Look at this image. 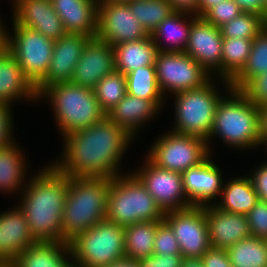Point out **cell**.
I'll return each mask as SVG.
<instances>
[{"label": "cell", "instance_id": "cell-23", "mask_svg": "<svg viewBox=\"0 0 267 267\" xmlns=\"http://www.w3.org/2000/svg\"><path fill=\"white\" fill-rule=\"evenodd\" d=\"M39 99L35 85L23 73L16 59L5 49L0 51V103L14 106L15 100Z\"/></svg>", "mask_w": 267, "mask_h": 267}, {"label": "cell", "instance_id": "cell-53", "mask_svg": "<svg viewBox=\"0 0 267 267\" xmlns=\"http://www.w3.org/2000/svg\"><path fill=\"white\" fill-rule=\"evenodd\" d=\"M4 25L0 26V51H2V49L4 48V29L5 26Z\"/></svg>", "mask_w": 267, "mask_h": 267}, {"label": "cell", "instance_id": "cell-34", "mask_svg": "<svg viewBox=\"0 0 267 267\" xmlns=\"http://www.w3.org/2000/svg\"><path fill=\"white\" fill-rule=\"evenodd\" d=\"M267 72V26L253 39L250 54L242 71L230 82L232 89L240 90L253 77Z\"/></svg>", "mask_w": 267, "mask_h": 267}, {"label": "cell", "instance_id": "cell-38", "mask_svg": "<svg viewBox=\"0 0 267 267\" xmlns=\"http://www.w3.org/2000/svg\"><path fill=\"white\" fill-rule=\"evenodd\" d=\"M241 13L239 5L234 0H225L210 8L202 18L206 22L220 28Z\"/></svg>", "mask_w": 267, "mask_h": 267}, {"label": "cell", "instance_id": "cell-29", "mask_svg": "<svg viewBox=\"0 0 267 267\" xmlns=\"http://www.w3.org/2000/svg\"><path fill=\"white\" fill-rule=\"evenodd\" d=\"M13 140L11 143L0 147V191L13 193L20 191L22 184L24 185V179H26L25 173L28 168L26 166V159L23 152H21L20 146ZM23 181V182H22Z\"/></svg>", "mask_w": 267, "mask_h": 267}, {"label": "cell", "instance_id": "cell-16", "mask_svg": "<svg viewBox=\"0 0 267 267\" xmlns=\"http://www.w3.org/2000/svg\"><path fill=\"white\" fill-rule=\"evenodd\" d=\"M90 38L81 34H66L54 41L49 69L46 75L35 85L38 95L50 85L71 82L75 66Z\"/></svg>", "mask_w": 267, "mask_h": 267}, {"label": "cell", "instance_id": "cell-51", "mask_svg": "<svg viewBox=\"0 0 267 267\" xmlns=\"http://www.w3.org/2000/svg\"><path fill=\"white\" fill-rule=\"evenodd\" d=\"M180 267H204L201 258L184 257Z\"/></svg>", "mask_w": 267, "mask_h": 267}, {"label": "cell", "instance_id": "cell-5", "mask_svg": "<svg viewBox=\"0 0 267 267\" xmlns=\"http://www.w3.org/2000/svg\"><path fill=\"white\" fill-rule=\"evenodd\" d=\"M48 98L62 136L101 122L107 114L101 109L94 89L72 82L50 85L39 95Z\"/></svg>", "mask_w": 267, "mask_h": 267}, {"label": "cell", "instance_id": "cell-52", "mask_svg": "<svg viewBox=\"0 0 267 267\" xmlns=\"http://www.w3.org/2000/svg\"><path fill=\"white\" fill-rule=\"evenodd\" d=\"M130 0H98V3L116 4V3H128Z\"/></svg>", "mask_w": 267, "mask_h": 267}, {"label": "cell", "instance_id": "cell-49", "mask_svg": "<svg viewBox=\"0 0 267 267\" xmlns=\"http://www.w3.org/2000/svg\"><path fill=\"white\" fill-rule=\"evenodd\" d=\"M225 0H199L198 17H202L210 8Z\"/></svg>", "mask_w": 267, "mask_h": 267}, {"label": "cell", "instance_id": "cell-8", "mask_svg": "<svg viewBox=\"0 0 267 267\" xmlns=\"http://www.w3.org/2000/svg\"><path fill=\"white\" fill-rule=\"evenodd\" d=\"M213 79L214 77L201 88L179 92L172 96L175 99L176 121L171 131L197 136L206 141L209 139L215 110L222 98Z\"/></svg>", "mask_w": 267, "mask_h": 267}, {"label": "cell", "instance_id": "cell-44", "mask_svg": "<svg viewBox=\"0 0 267 267\" xmlns=\"http://www.w3.org/2000/svg\"><path fill=\"white\" fill-rule=\"evenodd\" d=\"M200 258L204 267H233L226 249L209 248Z\"/></svg>", "mask_w": 267, "mask_h": 267}, {"label": "cell", "instance_id": "cell-14", "mask_svg": "<svg viewBox=\"0 0 267 267\" xmlns=\"http://www.w3.org/2000/svg\"><path fill=\"white\" fill-rule=\"evenodd\" d=\"M149 34L138 22L126 3H98V33L102 41L116 46L141 40Z\"/></svg>", "mask_w": 267, "mask_h": 267}, {"label": "cell", "instance_id": "cell-6", "mask_svg": "<svg viewBox=\"0 0 267 267\" xmlns=\"http://www.w3.org/2000/svg\"><path fill=\"white\" fill-rule=\"evenodd\" d=\"M165 212L132 174H119L111 179L106 219L127 227L138 222L163 220Z\"/></svg>", "mask_w": 267, "mask_h": 267}, {"label": "cell", "instance_id": "cell-1", "mask_svg": "<svg viewBox=\"0 0 267 267\" xmlns=\"http://www.w3.org/2000/svg\"><path fill=\"white\" fill-rule=\"evenodd\" d=\"M63 138L62 158L53 163L61 172L69 177L113 178L121 173V158L135 137L106 116Z\"/></svg>", "mask_w": 267, "mask_h": 267}, {"label": "cell", "instance_id": "cell-24", "mask_svg": "<svg viewBox=\"0 0 267 267\" xmlns=\"http://www.w3.org/2000/svg\"><path fill=\"white\" fill-rule=\"evenodd\" d=\"M159 111L160 108L153 101L127 93L108 112L107 117L134 137L137 135V131H140L139 128L144 126L143 124H146L147 121L152 120Z\"/></svg>", "mask_w": 267, "mask_h": 267}, {"label": "cell", "instance_id": "cell-31", "mask_svg": "<svg viewBox=\"0 0 267 267\" xmlns=\"http://www.w3.org/2000/svg\"><path fill=\"white\" fill-rule=\"evenodd\" d=\"M162 221L138 222L125 227V257L137 261L153 255L155 233Z\"/></svg>", "mask_w": 267, "mask_h": 267}, {"label": "cell", "instance_id": "cell-13", "mask_svg": "<svg viewBox=\"0 0 267 267\" xmlns=\"http://www.w3.org/2000/svg\"><path fill=\"white\" fill-rule=\"evenodd\" d=\"M144 166L133 173L164 212L193 206L184 192L182 175L155 165L147 156Z\"/></svg>", "mask_w": 267, "mask_h": 267}, {"label": "cell", "instance_id": "cell-25", "mask_svg": "<svg viewBox=\"0 0 267 267\" xmlns=\"http://www.w3.org/2000/svg\"><path fill=\"white\" fill-rule=\"evenodd\" d=\"M13 264L14 267H73V260L67 242H36L26 248Z\"/></svg>", "mask_w": 267, "mask_h": 267}, {"label": "cell", "instance_id": "cell-46", "mask_svg": "<svg viewBox=\"0 0 267 267\" xmlns=\"http://www.w3.org/2000/svg\"><path fill=\"white\" fill-rule=\"evenodd\" d=\"M242 12L254 13L263 16L267 20V9L263 0H234Z\"/></svg>", "mask_w": 267, "mask_h": 267}, {"label": "cell", "instance_id": "cell-21", "mask_svg": "<svg viewBox=\"0 0 267 267\" xmlns=\"http://www.w3.org/2000/svg\"><path fill=\"white\" fill-rule=\"evenodd\" d=\"M34 243L26 216L19 206L0 214V261L13 262Z\"/></svg>", "mask_w": 267, "mask_h": 267}, {"label": "cell", "instance_id": "cell-36", "mask_svg": "<svg viewBox=\"0 0 267 267\" xmlns=\"http://www.w3.org/2000/svg\"><path fill=\"white\" fill-rule=\"evenodd\" d=\"M94 92L101 109L108 114L127 94L126 76L117 71L112 72L96 84Z\"/></svg>", "mask_w": 267, "mask_h": 267}, {"label": "cell", "instance_id": "cell-48", "mask_svg": "<svg viewBox=\"0 0 267 267\" xmlns=\"http://www.w3.org/2000/svg\"><path fill=\"white\" fill-rule=\"evenodd\" d=\"M260 110V137L263 147L267 144V105L259 107Z\"/></svg>", "mask_w": 267, "mask_h": 267}, {"label": "cell", "instance_id": "cell-42", "mask_svg": "<svg viewBox=\"0 0 267 267\" xmlns=\"http://www.w3.org/2000/svg\"><path fill=\"white\" fill-rule=\"evenodd\" d=\"M182 254H153L137 260L139 267H180L183 260Z\"/></svg>", "mask_w": 267, "mask_h": 267}, {"label": "cell", "instance_id": "cell-20", "mask_svg": "<svg viewBox=\"0 0 267 267\" xmlns=\"http://www.w3.org/2000/svg\"><path fill=\"white\" fill-rule=\"evenodd\" d=\"M211 248L228 249L240 240L251 237L247 215L230 213L205 205Z\"/></svg>", "mask_w": 267, "mask_h": 267}, {"label": "cell", "instance_id": "cell-15", "mask_svg": "<svg viewBox=\"0 0 267 267\" xmlns=\"http://www.w3.org/2000/svg\"><path fill=\"white\" fill-rule=\"evenodd\" d=\"M222 43L220 28L206 22L202 17H197L192 23L184 52L210 75L215 74L221 79Z\"/></svg>", "mask_w": 267, "mask_h": 267}, {"label": "cell", "instance_id": "cell-12", "mask_svg": "<svg viewBox=\"0 0 267 267\" xmlns=\"http://www.w3.org/2000/svg\"><path fill=\"white\" fill-rule=\"evenodd\" d=\"M163 220L173 230L183 257L200 258L211 248L205 205L165 212Z\"/></svg>", "mask_w": 267, "mask_h": 267}, {"label": "cell", "instance_id": "cell-17", "mask_svg": "<svg viewBox=\"0 0 267 267\" xmlns=\"http://www.w3.org/2000/svg\"><path fill=\"white\" fill-rule=\"evenodd\" d=\"M115 71L113 46L98 37H92L85 44L71 82L94 89L103 77Z\"/></svg>", "mask_w": 267, "mask_h": 267}, {"label": "cell", "instance_id": "cell-27", "mask_svg": "<svg viewBox=\"0 0 267 267\" xmlns=\"http://www.w3.org/2000/svg\"><path fill=\"white\" fill-rule=\"evenodd\" d=\"M115 54V69L124 75L139 67L154 65L158 48L151 36L113 46Z\"/></svg>", "mask_w": 267, "mask_h": 267}, {"label": "cell", "instance_id": "cell-33", "mask_svg": "<svg viewBox=\"0 0 267 267\" xmlns=\"http://www.w3.org/2000/svg\"><path fill=\"white\" fill-rule=\"evenodd\" d=\"M233 267H267V247L264 239L248 237L226 249Z\"/></svg>", "mask_w": 267, "mask_h": 267}, {"label": "cell", "instance_id": "cell-32", "mask_svg": "<svg viewBox=\"0 0 267 267\" xmlns=\"http://www.w3.org/2000/svg\"><path fill=\"white\" fill-rule=\"evenodd\" d=\"M125 76L128 94L151 100L162 110L166 97L159 88L154 65L139 67Z\"/></svg>", "mask_w": 267, "mask_h": 267}, {"label": "cell", "instance_id": "cell-43", "mask_svg": "<svg viewBox=\"0 0 267 267\" xmlns=\"http://www.w3.org/2000/svg\"><path fill=\"white\" fill-rule=\"evenodd\" d=\"M12 106L0 103V147L11 143L13 137Z\"/></svg>", "mask_w": 267, "mask_h": 267}, {"label": "cell", "instance_id": "cell-54", "mask_svg": "<svg viewBox=\"0 0 267 267\" xmlns=\"http://www.w3.org/2000/svg\"><path fill=\"white\" fill-rule=\"evenodd\" d=\"M0 267H14V264L9 261H0Z\"/></svg>", "mask_w": 267, "mask_h": 267}, {"label": "cell", "instance_id": "cell-18", "mask_svg": "<svg viewBox=\"0 0 267 267\" xmlns=\"http://www.w3.org/2000/svg\"><path fill=\"white\" fill-rule=\"evenodd\" d=\"M13 21L56 41L67 34L51 0H12Z\"/></svg>", "mask_w": 267, "mask_h": 267}, {"label": "cell", "instance_id": "cell-22", "mask_svg": "<svg viewBox=\"0 0 267 267\" xmlns=\"http://www.w3.org/2000/svg\"><path fill=\"white\" fill-rule=\"evenodd\" d=\"M67 34L97 37L98 0H51Z\"/></svg>", "mask_w": 267, "mask_h": 267}, {"label": "cell", "instance_id": "cell-37", "mask_svg": "<svg viewBox=\"0 0 267 267\" xmlns=\"http://www.w3.org/2000/svg\"><path fill=\"white\" fill-rule=\"evenodd\" d=\"M267 26V20L258 14L242 12L220 27L223 38L254 39Z\"/></svg>", "mask_w": 267, "mask_h": 267}, {"label": "cell", "instance_id": "cell-11", "mask_svg": "<svg viewBox=\"0 0 267 267\" xmlns=\"http://www.w3.org/2000/svg\"><path fill=\"white\" fill-rule=\"evenodd\" d=\"M157 81L163 95L203 87L212 76L185 52H158L154 64Z\"/></svg>", "mask_w": 267, "mask_h": 267}, {"label": "cell", "instance_id": "cell-55", "mask_svg": "<svg viewBox=\"0 0 267 267\" xmlns=\"http://www.w3.org/2000/svg\"><path fill=\"white\" fill-rule=\"evenodd\" d=\"M264 4H265V8L267 9V0H263Z\"/></svg>", "mask_w": 267, "mask_h": 267}, {"label": "cell", "instance_id": "cell-26", "mask_svg": "<svg viewBox=\"0 0 267 267\" xmlns=\"http://www.w3.org/2000/svg\"><path fill=\"white\" fill-rule=\"evenodd\" d=\"M186 16L188 17L186 18ZM196 18L197 16H189V14L178 12H174L165 18L150 35L158 51L184 52L192 23ZM161 41L166 42V44H162ZM167 43H169V46Z\"/></svg>", "mask_w": 267, "mask_h": 267}, {"label": "cell", "instance_id": "cell-10", "mask_svg": "<svg viewBox=\"0 0 267 267\" xmlns=\"http://www.w3.org/2000/svg\"><path fill=\"white\" fill-rule=\"evenodd\" d=\"M210 155L205 139L169 131L156 139L147 157L158 167L182 174Z\"/></svg>", "mask_w": 267, "mask_h": 267}, {"label": "cell", "instance_id": "cell-19", "mask_svg": "<svg viewBox=\"0 0 267 267\" xmlns=\"http://www.w3.org/2000/svg\"><path fill=\"white\" fill-rule=\"evenodd\" d=\"M211 159L209 156L200 165L181 174L184 192L192 205H210L213 199L220 196L223 176L218 165Z\"/></svg>", "mask_w": 267, "mask_h": 267}, {"label": "cell", "instance_id": "cell-50", "mask_svg": "<svg viewBox=\"0 0 267 267\" xmlns=\"http://www.w3.org/2000/svg\"><path fill=\"white\" fill-rule=\"evenodd\" d=\"M105 267H139V265L137 261L125 257Z\"/></svg>", "mask_w": 267, "mask_h": 267}, {"label": "cell", "instance_id": "cell-9", "mask_svg": "<svg viewBox=\"0 0 267 267\" xmlns=\"http://www.w3.org/2000/svg\"><path fill=\"white\" fill-rule=\"evenodd\" d=\"M12 24L13 36L4 29V47L36 85L49 69L54 41L40 32L19 26L14 21Z\"/></svg>", "mask_w": 267, "mask_h": 267}, {"label": "cell", "instance_id": "cell-7", "mask_svg": "<svg viewBox=\"0 0 267 267\" xmlns=\"http://www.w3.org/2000/svg\"><path fill=\"white\" fill-rule=\"evenodd\" d=\"M125 227L107 219L69 242L73 267H105L125 258Z\"/></svg>", "mask_w": 267, "mask_h": 267}, {"label": "cell", "instance_id": "cell-30", "mask_svg": "<svg viewBox=\"0 0 267 267\" xmlns=\"http://www.w3.org/2000/svg\"><path fill=\"white\" fill-rule=\"evenodd\" d=\"M253 39L223 38L221 82L228 90L230 82L242 71L250 54Z\"/></svg>", "mask_w": 267, "mask_h": 267}, {"label": "cell", "instance_id": "cell-40", "mask_svg": "<svg viewBox=\"0 0 267 267\" xmlns=\"http://www.w3.org/2000/svg\"><path fill=\"white\" fill-rule=\"evenodd\" d=\"M247 219L253 237L267 239V201H258L248 212Z\"/></svg>", "mask_w": 267, "mask_h": 267}, {"label": "cell", "instance_id": "cell-3", "mask_svg": "<svg viewBox=\"0 0 267 267\" xmlns=\"http://www.w3.org/2000/svg\"><path fill=\"white\" fill-rule=\"evenodd\" d=\"M110 177H69L62 216V242L69 243L107 216Z\"/></svg>", "mask_w": 267, "mask_h": 267}, {"label": "cell", "instance_id": "cell-28", "mask_svg": "<svg viewBox=\"0 0 267 267\" xmlns=\"http://www.w3.org/2000/svg\"><path fill=\"white\" fill-rule=\"evenodd\" d=\"M222 187L221 201L213 205L220 210L247 215L259 201L249 176L232 178Z\"/></svg>", "mask_w": 267, "mask_h": 267}, {"label": "cell", "instance_id": "cell-41", "mask_svg": "<svg viewBox=\"0 0 267 267\" xmlns=\"http://www.w3.org/2000/svg\"><path fill=\"white\" fill-rule=\"evenodd\" d=\"M240 91L258 107L267 105V72L250 79Z\"/></svg>", "mask_w": 267, "mask_h": 267}, {"label": "cell", "instance_id": "cell-47", "mask_svg": "<svg viewBox=\"0 0 267 267\" xmlns=\"http://www.w3.org/2000/svg\"><path fill=\"white\" fill-rule=\"evenodd\" d=\"M174 12L191 14L198 17L199 0H167Z\"/></svg>", "mask_w": 267, "mask_h": 267}, {"label": "cell", "instance_id": "cell-4", "mask_svg": "<svg viewBox=\"0 0 267 267\" xmlns=\"http://www.w3.org/2000/svg\"><path fill=\"white\" fill-rule=\"evenodd\" d=\"M228 98L222 96L214 116V124L207 140L211 153V138L219 137L230 148L252 149L263 146L260 137V110L240 90L230 89ZM231 95V96H230Z\"/></svg>", "mask_w": 267, "mask_h": 267}, {"label": "cell", "instance_id": "cell-39", "mask_svg": "<svg viewBox=\"0 0 267 267\" xmlns=\"http://www.w3.org/2000/svg\"><path fill=\"white\" fill-rule=\"evenodd\" d=\"M154 254H181L174 232L164 220L157 226L154 240Z\"/></svg>", "mask_w": 267, "mask_h": 267}, {"label": "cell", "instance_id": "cell-45", "mask_svg": "<svg viewBox=\"0 0 267 267\" xmlns=\"http://www.w3.org/2000/svg\"><path fill=\"white\" fill-rule=\"evenodd\" d=\"M249 177L258 200L267 201V162L262 163Z\"/></svg>", "mask_w": 267, "mask_h": 267}, {"label": "cell", "instance_id": "cell-35", "mask_svg": "<svg viewBox=\"0 0 267 267\" xmlns=\"http://www.w3.org/2000/svg\"><path fill=\"white\" fill-rule=\"evenodd\" d=\"M149 35L174 11L167 0H130L126 3Z\"/></svg>", "mask_w": 267, "mask_h": 267}, {"label": "cell", "instance_id": "cell-2", "mask_svg": "<svg viewBox=\"0 0 267 267\" xmlns=\"http://www.w3.org/2000/svg\"><path fill=\"white\" fill-rule=\"evenodd\" d=\"M19 207L23 210L36 242H62V216L68 176L53 163L40 169L24 185Z\"/></svg>", "mask_w": 267, "mask_h": 267}]
</instances>
